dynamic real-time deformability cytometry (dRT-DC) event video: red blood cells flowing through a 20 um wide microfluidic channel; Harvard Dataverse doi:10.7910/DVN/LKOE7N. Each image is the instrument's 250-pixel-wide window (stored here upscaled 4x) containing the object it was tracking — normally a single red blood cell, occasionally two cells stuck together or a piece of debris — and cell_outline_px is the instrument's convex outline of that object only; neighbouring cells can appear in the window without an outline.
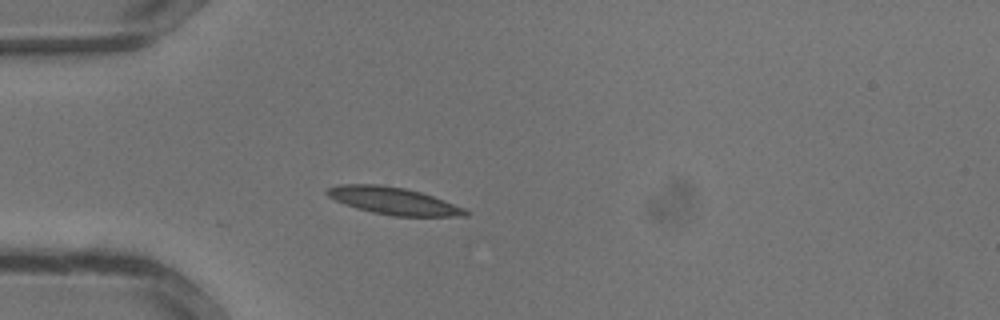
{"species": "common noctule bat (a hibernating species)", "species_latin": "Nyctalus noctula", "temperature_condition": "warm", "stored_images_in_passage": 4, "camera_frame_rate_fps": 3000, "um_per_image_px": 0.085, "animal": {"sex": "male", "body_mass_g": 13.3}, "frame": {"image": 1, "passage_image": 1, "time_ms": 0.0, "image_size_px": [1000, 320], "cell_outline_px": [[468, 216], [392, 216], [372, 212], [356, 208], [344, 204], [328, 196], [324, 192], [328, 188], [340, 184], [380, 184], [404, 188], [420, 192], [432, 196], [464, 208], [468, 212]], "centroid_in_image_um": [33.4, 17.07], "position_along_channel_um": 51.6, "area_um2": 21.79}}
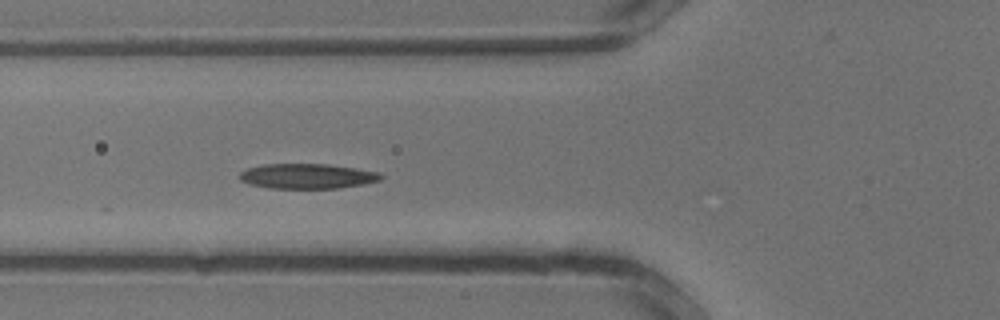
{"frame": {"image": 2, "passage_image": 4, "time_ms": 1.0, "image_size_px": [1000, 320], "cell_outline_px": [[384, 176], [380, 180], [364, 184], [336, 188], [268, 188], [248, 184], [240, 180], [240, 172], [248, 168], [264, 164], [328, 164], [376, 172]], "centroid_in_image_um": [26.07, 14.98], "position_along_channel_um": 99.7, "area_um2": 20.4}}